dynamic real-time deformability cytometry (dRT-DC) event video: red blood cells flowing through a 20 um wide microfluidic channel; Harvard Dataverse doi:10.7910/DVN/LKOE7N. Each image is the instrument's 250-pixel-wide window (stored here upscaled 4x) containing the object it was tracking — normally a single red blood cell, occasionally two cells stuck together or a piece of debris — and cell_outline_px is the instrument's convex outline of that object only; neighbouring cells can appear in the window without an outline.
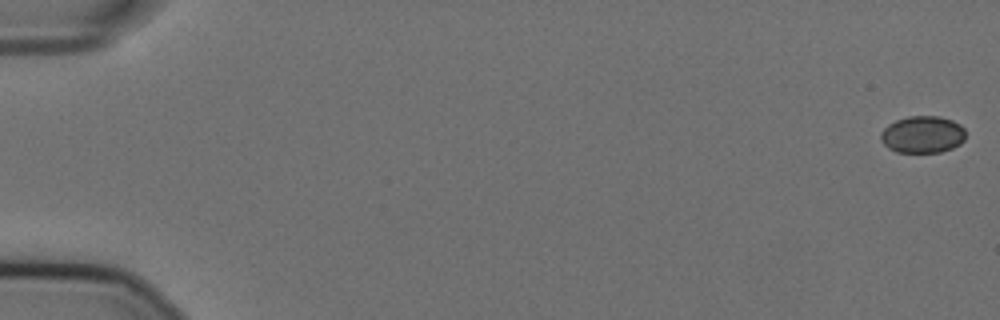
{"species": "Egyptian fruit bat (a non-hibernating species)", "species_latin": "Rousettus aegyptiacus", "temperature_condition": "cold", "stored_images_in_passage": 11, "camera_frame_rate_fps": 3000, "um_per_image_px": 0.085, "animal": {"sex": "female"}, "frame": {"image": 1, "passage_image": 1, "time_ms": 0.0, "image_size_px": [1000, 320], "cell_outline_px": [[964, 140], [960, 144], [952, 148], [940, 152], [896, 152], [888, 148], [880, 140], [880, 132], [888, 124], [896, 120], [908, 116], [940, 116], [952, 120], [960, 124], [964, 128]], "centroid_in_image_um": [78.4, 11.43], "position_along_channel_um": 6.6, "area_um2": 18.44}}